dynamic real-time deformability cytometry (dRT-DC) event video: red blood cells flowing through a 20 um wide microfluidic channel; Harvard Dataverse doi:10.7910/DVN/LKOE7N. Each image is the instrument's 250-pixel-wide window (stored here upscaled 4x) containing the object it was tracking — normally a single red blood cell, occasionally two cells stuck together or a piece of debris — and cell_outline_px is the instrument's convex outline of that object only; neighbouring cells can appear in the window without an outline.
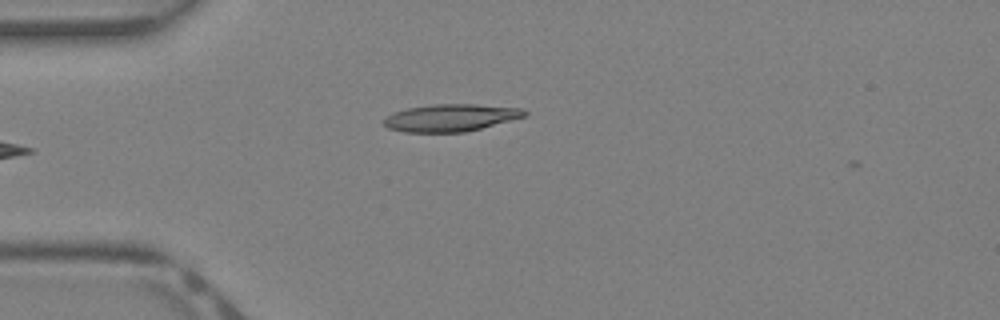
{"species": "Egyptian fruit bat (a non-hibernating species)", "species_latin": "Rousettus aegyptiacus", "temperature_condition": "warm", "stored_images_in_passage": 28, "camera_frame_rate_fps": 3000, "um_per_image_px": 0.085, "animal": {"sex": "female"}, "frame": {"image": 1, "passage_image": 1, "time_ms": 0.0, "image_size_px": [1000, 320], "cell_outline_px": [[528, 112], [524, 116], [480, 128], [464, 132], [404, 132], [388, 128], [384, 124], [384, 120], [392, 112], [408, 108], [432, 104], [476, 104], [524, 108]], "centroid_in_image_um": [38.29, 10.0], "position_along_channel_um": 46.7, "area_um2": 22.2}}
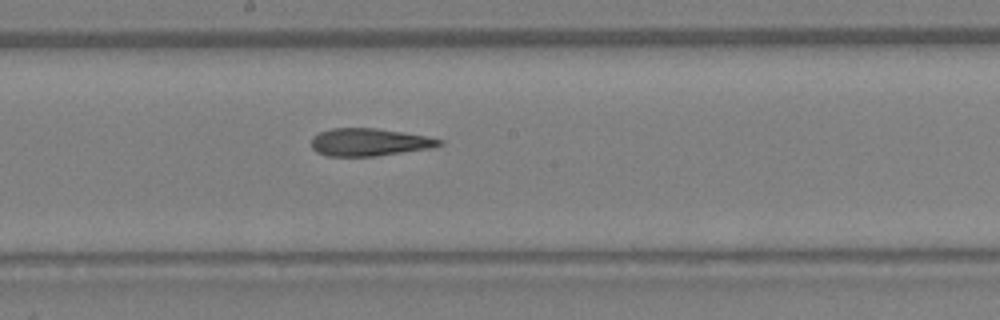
{"frame": {"image": 2, "passage_image": 12, "time_ms": 3.667, "image_size_px": [1000, 320], "cell_outline_px": [[444, 144], [436, 148], [376, 156], [328, 156], [316, 152], [312, 148], [312, 136], [320, 132], [332, 128], [376, 128], [428, 136], [444, 140]], "centroid_in_image_um": [31.45, 12.09], "position_along_channel_um": 216.7, "area_um2": 20.87}}
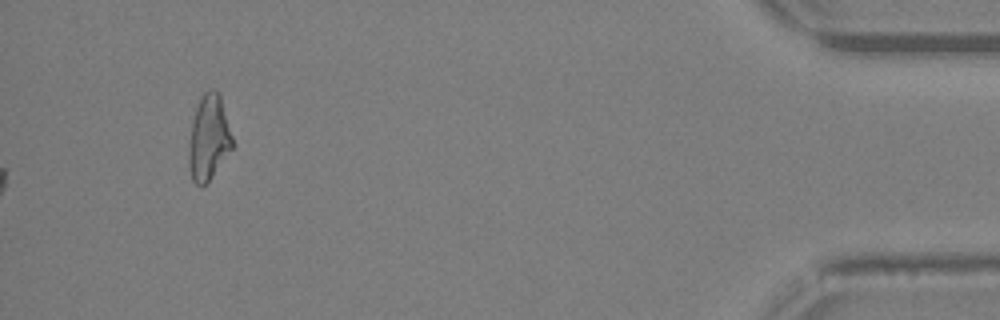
{"frame": {"image": 3, "passage_image": 28, "time_ms": 9.0, "image_size_px": [1000, 320], "cell_outline_px": [[232, 148], [208, 180], [204, 184], [196, 184], [192, 180], [188, 164], [188, 144], [192, 120], [196, 108], [204, 92], [208, 88], [212, 88], [220, 96], [232, 136]], "centroid_in_image_um": [17.71, 11.69], "position_along_channel_um": 417.5, "area_um2": 21.15}}